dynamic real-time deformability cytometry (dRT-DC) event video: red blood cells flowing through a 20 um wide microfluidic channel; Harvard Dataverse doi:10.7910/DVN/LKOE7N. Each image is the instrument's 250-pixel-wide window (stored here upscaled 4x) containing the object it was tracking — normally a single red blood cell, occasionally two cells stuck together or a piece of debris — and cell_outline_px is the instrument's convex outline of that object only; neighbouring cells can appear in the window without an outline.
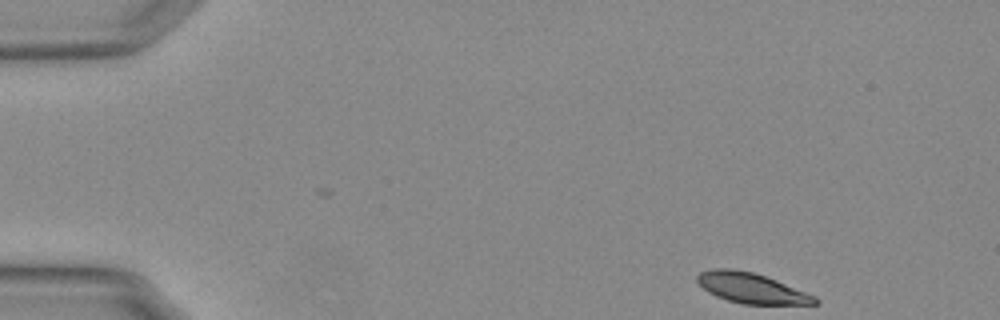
{"species": "Egyptian fruit bat (a non-hibernating species)", "species_latin": "Rousettus aegyptiacus", "temperature_condition": "warm", "stored_images_in_passage": 50, "camera_frame_rate_fps": 3000, "um_per_image_px": 0.085, "animal": {"sex": "female"}, "frame": {"image": 1, "passage_image": 1, "time_ms": 0.0, "image_size_px": [1000, 320], "cell_outline_px": [[820, 304], [744, 304], [728, 300], [716, 296], [708, 292], [696, 280], [696, 276], [700, 272], [712, 268], [732, 268], [752, 272], [776, 280], [816, 296], [820, 300]], "centroid_in_image_um": [63.88, 24.48], "position_along_channel_um": 21.1, "area_um2": 20.69}}
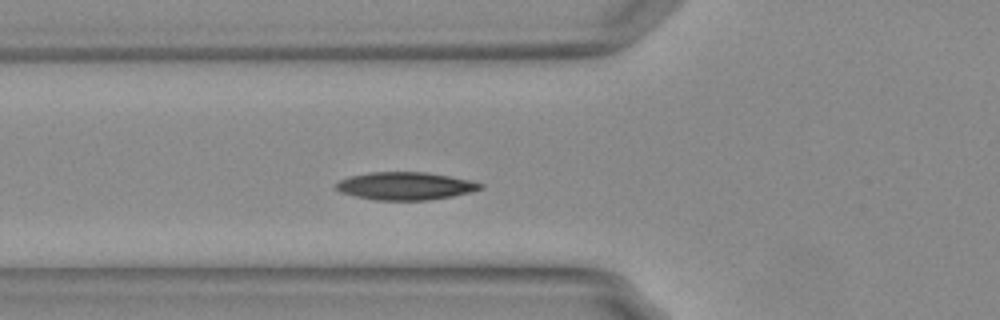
{"frame": {"image": 2, "passage_image": 15, "time_ms": 4.667, "image_size_px": [1000, 320], "cell_outline_px": [[484, 188], [472, 192], [452, 196], [428, 200], [376, 200], [356, 196], [340, 192], [332, 188], [332, 184], [348, 176], [372, 172], [424, 172], [472, 180], [484, 184]], "centroid_in_image_um": [34.43, 15.81], "position_along_channel_um": 91.4, "area_um2": 23.58}}
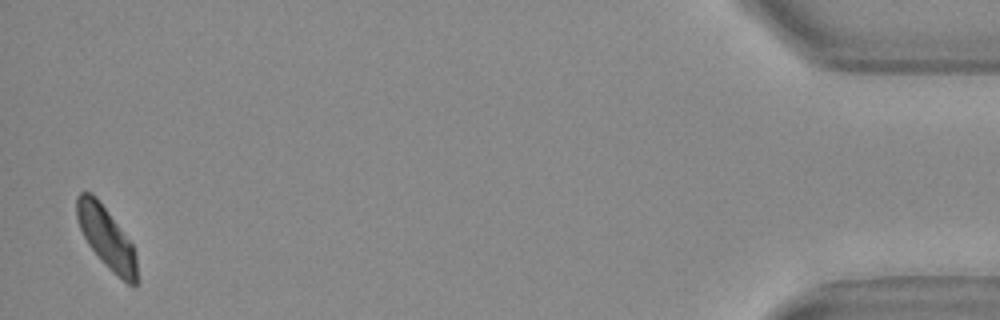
{"frame": {"image": 3, "passage_image": 49, "time_ms": 16.0, "image_size_px": [1000, 320], "cell_outline_px": [[136, 284], [128, 284], [112, 272], [88, 244], [80, 228], [76, 216], [76, 196], [80, 192], [92, 192], [96, 196], [132, 244], [136, 252]], "centroid_in_image_um": [9.02, 20.16], "position_along_channel_um": 426.2, "area_um2": 21.1}, "authors_computed_cell_mechanics": {"area_um2": 22.6865, "velocity_mm_per_s": 3.7021, "shape_relaxation_time_tau1_ms": 2.6115, "shape_relaxation_time_tau2_ms": null, "deformation_change_tau1": 0.1086, "deformation_change_tau2": null}}